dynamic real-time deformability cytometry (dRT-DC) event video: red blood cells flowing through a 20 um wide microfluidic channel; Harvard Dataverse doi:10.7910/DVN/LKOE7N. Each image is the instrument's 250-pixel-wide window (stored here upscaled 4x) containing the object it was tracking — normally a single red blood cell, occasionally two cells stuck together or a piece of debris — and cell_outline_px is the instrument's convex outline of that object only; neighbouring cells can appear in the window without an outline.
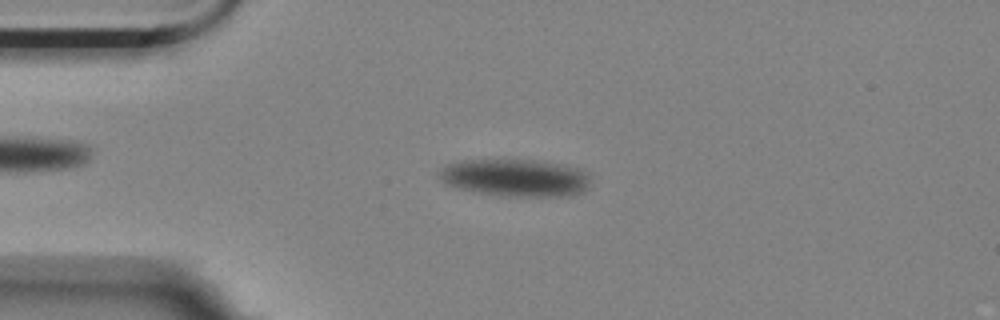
{"species": "Egyptian fruit bat (a non-hibernating species)", "species_latin": "Rousettus aegyptiacus", "temperature_condition": "room temperature", "stored_images_in_passage": 70, "camera_frame_rate_fps": 3000, "um_per_image_px": 0.085, "animal": {"sex": "female"}, "frame": {"image": 1, "passage_image": 16, "time_ms": 5.0, "image_size_px": [1000, 320], "cell_outline_px": [[592, 176], [588, 188], [584, 192], [572, 196], [500, 196], [472, 192], [456, 188], [444, 184], [440, 176], [440, 168], [444, 164], [460, 160], [532, 160], [564, 164], [580, 168], [588, 172]], "centroid_in_image_um": [43.84, 15.11], "position_along_channel_um": 41.2, "area_um2": 33.81}}
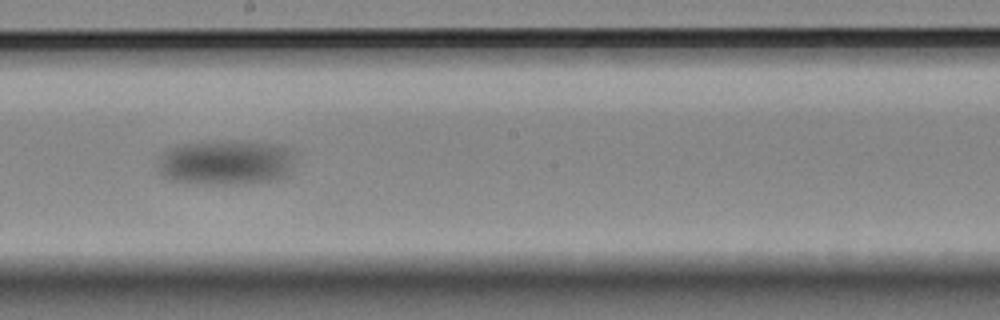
{"frame": {"image": 2, "passage_image": 38, "time_ms": 12.333, "image_size_px": [1000, 320], "cell_outline_px": [[292, 172], [288, 176], [272, 180], [244, 184], [204, 184], [176, 180], [164, 176], [160, 172], [160, 160], [164, 152], [172, 148], [184, 144], [208, 140], [240, 140], [272, 144], [288, 148], [292, 152]], "centroid_in_image_um": [19.26, 13.8], "position_along_channel_um": 228.9, "area_um2": 36.01}}
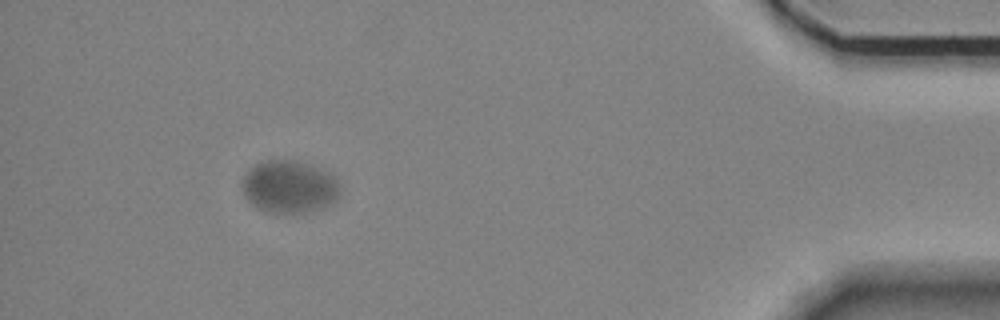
{"frame": {"image": 3, "passage_image": 63, "time_ms": 20.667, "image_size_px": [1000, 320], "cell_outline_px": [[340, 192], [336, 200], [324, 208], [304, 212], [268, 212], [252, 204], [244, 196], [244, 176], [256, 164], [268, 160], [296, 160], [320, 168], [328, 172], [336, 180], [340, 188]], "centroid_in_image_um": [24.63, 15.87], "position_along_channel_um": 410.6, "area_um2": 29.54}}